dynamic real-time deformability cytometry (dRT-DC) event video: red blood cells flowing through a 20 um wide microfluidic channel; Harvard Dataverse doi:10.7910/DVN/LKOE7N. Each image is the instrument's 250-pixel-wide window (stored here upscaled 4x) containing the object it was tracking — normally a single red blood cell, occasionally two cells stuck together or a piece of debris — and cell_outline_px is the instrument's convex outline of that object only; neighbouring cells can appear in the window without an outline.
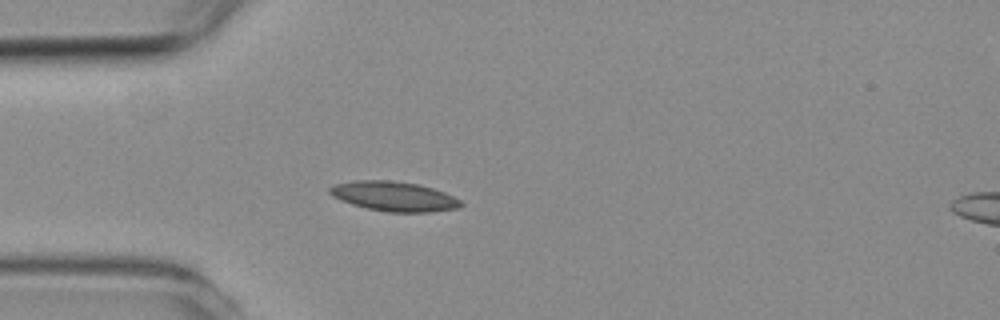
{"species": "common noctule bat (a hibernating species)", "species_latin": "Nyctalus noctula", "temperature_condition": "room temperature", "stored_images_in_passage": 5, "camera_frame_rate_fps": 3000, "um_per_image_px": 0.085, "animal": {"sex": "female", "body_mass_g": 19.3, "forearm_length_mm": 54.1}, "frame": {"image": 1, "passage_image": 4, "time_ms": 3.333, "image_size_px": [1000, 320], "cell_outline_px": [[464, 204], [460, 208], [432, 212], [388, 212], [368, 208], [352, 204], [340, 200], [332, 196], [328, 192], [328, 188], [332, 184], [356, 180], [388, 180], [420, 184], [444, 192], [460, 200]], "centroid_in_image_um": [33.47, 16.68], "position_along_channel_um": 51.5, "area_um2": 22.83}}